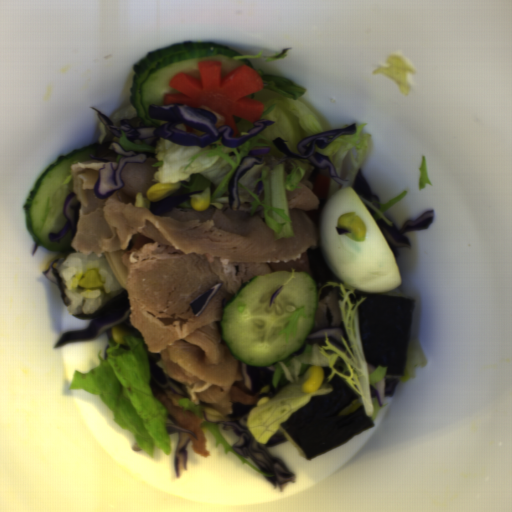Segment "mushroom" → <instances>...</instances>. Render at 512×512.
<instances>
[{
  "label": "mushroom",
  "mask_w": 512,
  "mask_h": 512,
  "mask_svg": "<svg viewBox=\"0 0 512 512\" xmlns=\"http://www.w3.org/2000/svg\"><path fill=\"white\" fill-rule=\"evenodd\" d=\"M310 276L315 287L325 286L329 281L344 283L338 279L323 257L321 247L311 248L306 252Z\"/></svg>",
  "instance_id": "1"
}]
</instances>
